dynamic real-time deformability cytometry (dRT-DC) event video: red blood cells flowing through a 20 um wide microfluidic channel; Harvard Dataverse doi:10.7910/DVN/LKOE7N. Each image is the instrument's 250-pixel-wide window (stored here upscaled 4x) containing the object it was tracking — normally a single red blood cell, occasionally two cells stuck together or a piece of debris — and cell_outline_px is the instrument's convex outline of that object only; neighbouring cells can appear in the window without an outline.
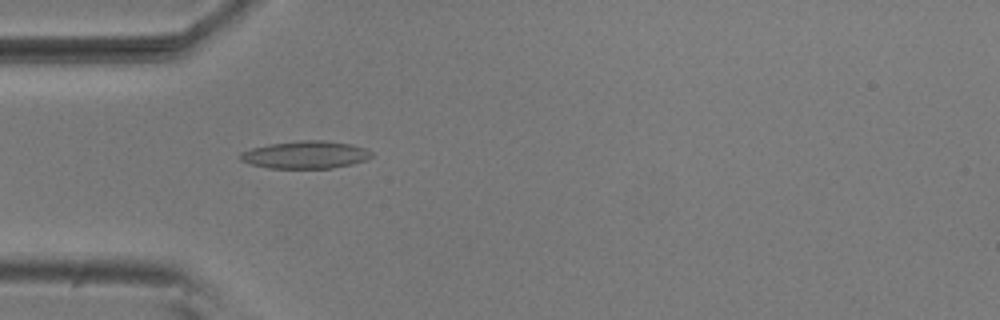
{"species": "common noctule bat (a hibernating species)", "species_latin": "Nyctalus noctula", "temperature_condition": "room temperature", "stored_images_in_passage": 36, "camera_frame_rate_fps": 3000, "um_per_image_px": 0.085, "animal": {"sex": "male", "body_mass_g": 20.5, "forearm_length_mm": 52.5}, "frame": {"image": 1, "passage_image": 3, "time_ms": 0.667, "image_size_px": [1000, 320], "cell_outline_px": [[372, 156], [368, 160], [352, 164], [332, 168], [268, 168], [252, 164], [240, 160], [240, 152], [252, 148], [268, 144], [300, 140], [324, 140], [352, 144], [368, 148], [372, 152]], "centroid_in_image_um": [26.01, 13.15], "position_along_channel_um": 59.0, "area_um2": 21.27}}
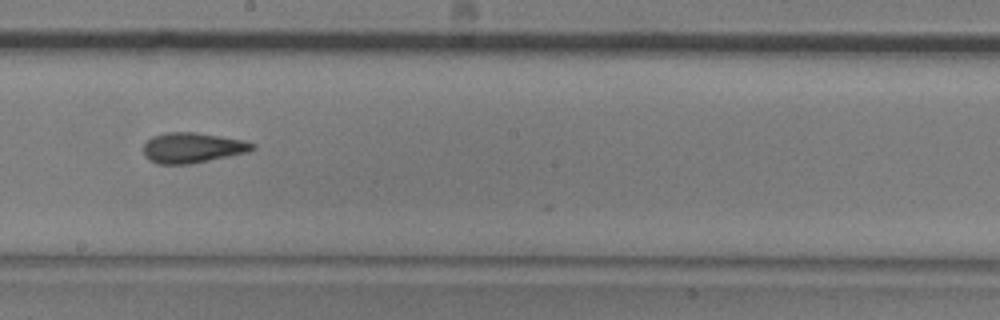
{"frame": {"image": 2, "passage_image": 17, "time_ms": 5.333, "image_size_px": [1000, 320], "cell_outline_px": [[256, 148], [248, 152], [192, 164], [156, 164], [148, 160], [144, 156], [144, 144], [152, 136], [168, 132], [196, 132], [244, 140], [256, 144]], "centroid_in_image_um": [16.36, 12.56], "position_along_channel_um": 231.8, "area_um2": 19.42}}
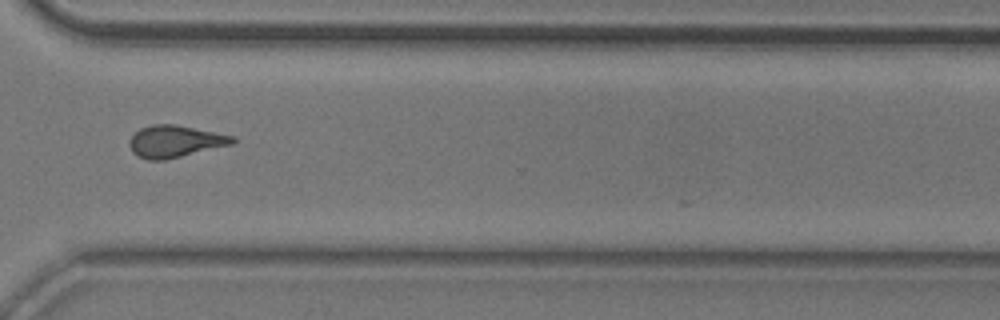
{"frame": {"image": 3, "passage_image": 27, "time_ms": 8.667, "image_size_px": [1000, 320], "cell_outline_px": [[236, 140], [232, 144], [164, 160], [148, 160], [136, 156], [132, 152], [128, 144], [132, 136], [140, 128], [152, 124], [176, 124], [236, 136]], "centroid_in_image_um": [14.87, 12.01], "position_along_channel_um": 355.7, "area_um2": 19.25}, "authors_computed_cell_mechanics": {"area_um2": 18.5538, "velocity_mm_per_s": 3.7324, "shape_relaxation_time_tau1_ms": 10.673, "shape_relaxation_time_tau2_ms": 3.0762, "deformation_change_tau1": 0.2493, "deformation_change_tau2": 0.1295}}